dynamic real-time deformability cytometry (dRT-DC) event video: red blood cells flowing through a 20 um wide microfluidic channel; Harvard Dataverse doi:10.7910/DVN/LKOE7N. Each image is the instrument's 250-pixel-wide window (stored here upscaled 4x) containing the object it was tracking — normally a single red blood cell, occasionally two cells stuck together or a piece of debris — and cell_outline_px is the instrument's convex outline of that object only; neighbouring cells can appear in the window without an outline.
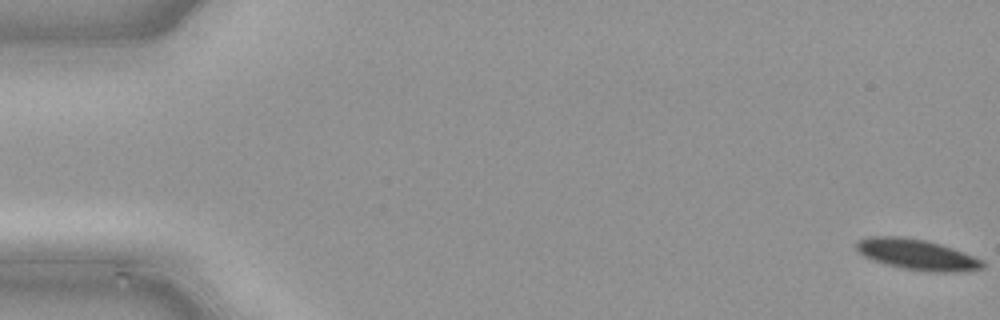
{"species": "common noctule bat (a hibernating species)", "species_latin": "Nyctalus noctula", "temperature_condition": "cold", "stored_images_in_passage": 50, "camera_frame_rate_fps": 3000, "um_per_image_px": 0.085, "animal": {"sex": "male", "body_mass_g": 21.5, "forearm_length_mm": 52.0}, "frame": {"image": 1, "passage_image": 1, "time_ms": 0.0, "image_size_px": [1000, 320], "cell_outline_px": [[984, 264], [980, 268], [964, 272], [936, 272], [904, 268], [888, 264], [864, 256], [856, 248], [856, 240], [868, 236], [900, 236], [924, 240], [940, 244], [952, 248], [984, 260]], "centroid_in_image_um": [77.94, 21.62], "position_along_channel_um": 7.1, "area_um2": 22.25}}
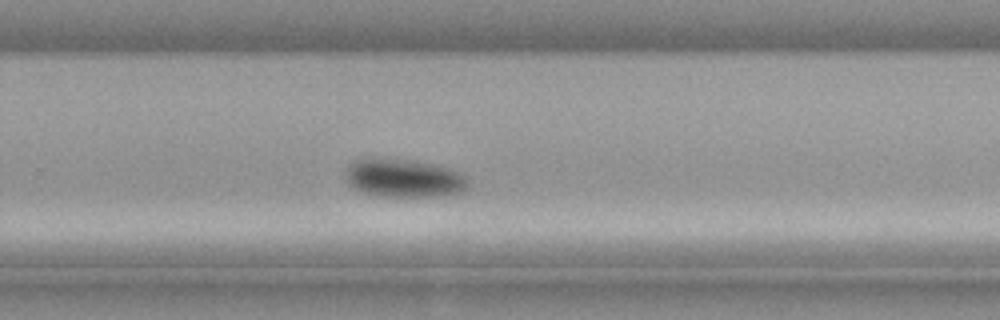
{"frame": {"image": 2, "passage_image": 33, "time_ms": 10.667, "image_size_px": [1000, 320], "cell_outline_px": [[468, 184], [464, 192], [448, 196], [380, 196], [364, 192], [356, 188], [348, 180], [348, 164], [356, 160], [368, 156], [372, 156], [416, 160], [448, 168], [460, 172], [464, 176]], "centroid_in_image_um": [34.36, 15.11], "position_along_channel_um": 295.4, "area_um2": 27.51}}
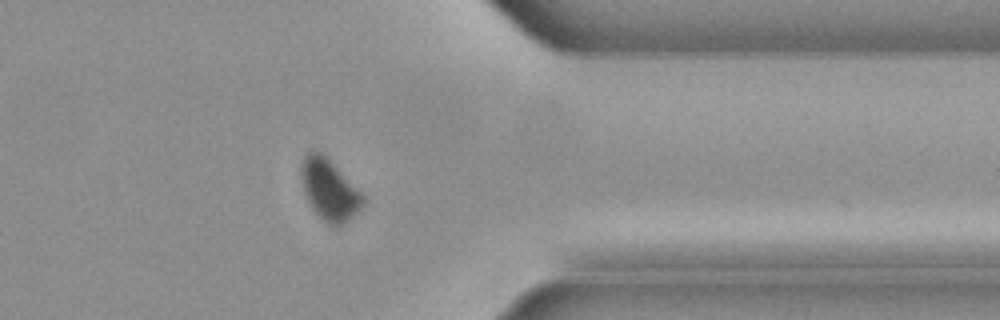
{"frame": {"image": 3, "passage_image": 40, "time_ms": 13.0, "image_size_px": [1000, 320], "cell_outline_px": [[364, 204], [348, 220], [336, 228], [328, 224], [312, 208], [304, 192], [300, 176], [300, 164], [304, 156], [308, 152], [320, 152], [328, 156], [364, 196]], "centroid_in_image_um": [27.97, 16.1], "position_along_channel_um": 383.4, "area_um2": 21.91}}